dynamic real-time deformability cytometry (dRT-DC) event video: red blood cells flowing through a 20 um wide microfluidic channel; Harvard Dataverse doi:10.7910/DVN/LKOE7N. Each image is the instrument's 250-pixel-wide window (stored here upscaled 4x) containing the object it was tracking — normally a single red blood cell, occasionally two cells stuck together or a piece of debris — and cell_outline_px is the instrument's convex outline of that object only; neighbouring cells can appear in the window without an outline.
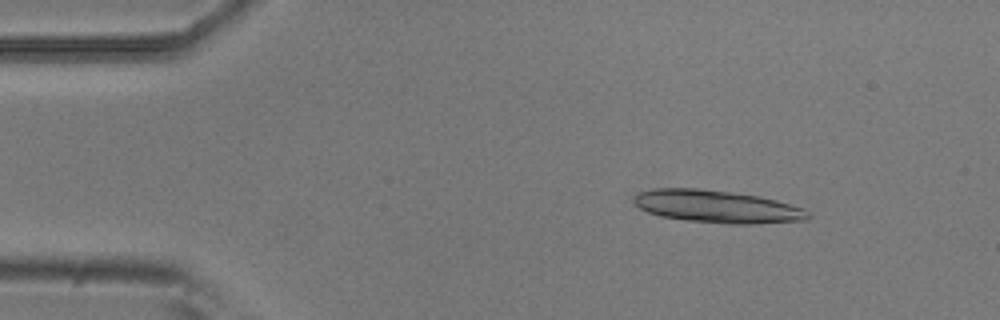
{"species": "common noctule bat (a hibernating species)", "species_latin": "Nyctalus noctula", "temperature_condition": "room temperature", "stored_images_in_passage": 5, "camera_frame_rate_fps": 3000, "um_per_image_px": 0.085, "animal": {"sex": "male", "body_mass_g": 20.5, "forearm_length_mm": 52.5}, "frame": {"image": 1, "passage_image": 2, "time_ms": 0.333, "image_size_px": [1000, 320], "cell_outline_px": [[808, 220], [756, 224], [728, 224], [688, 220], [660, 216], [648, 212], [640, 208], [632, 200], [640, 192], [652, 188], [700, 188], [732, 192], [756, 196], [776, 200], [804, 208], [808, 212]], "centroid_in_image_um": [60.95, 17.56], "position_along_channel_um": 24.0, "area_um2": 32.95}}
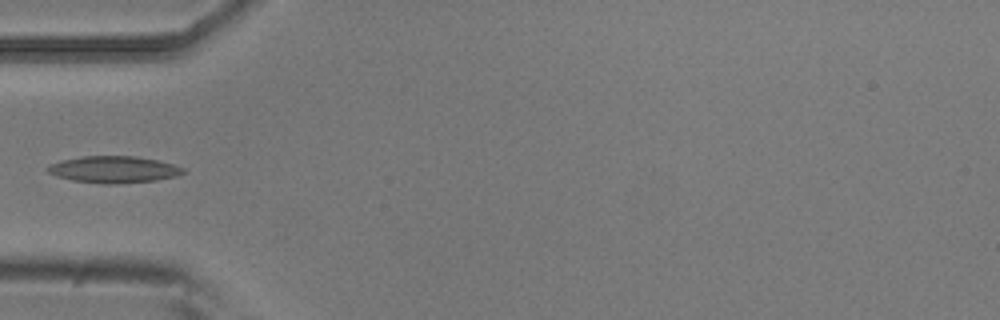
{"frame": {"image": 2, "passage_image": 5, "time_ms": 1.333, "image_size_px": [1000, 320], "cell_outline_px": [[188, 172], [176, 176], [156, 180], [116, 184], [104, 184], [72, 180], [56, 176], [48, 172], [44, 168], [52, 164], [64, 160], [84, 156], [136, 156], [156, 160], [172, 164], [184, 168]], "centroid_in_image_um": [9.69, 14.41], "position_along_channel_um": 75.3, "area_um2": 21.04}}